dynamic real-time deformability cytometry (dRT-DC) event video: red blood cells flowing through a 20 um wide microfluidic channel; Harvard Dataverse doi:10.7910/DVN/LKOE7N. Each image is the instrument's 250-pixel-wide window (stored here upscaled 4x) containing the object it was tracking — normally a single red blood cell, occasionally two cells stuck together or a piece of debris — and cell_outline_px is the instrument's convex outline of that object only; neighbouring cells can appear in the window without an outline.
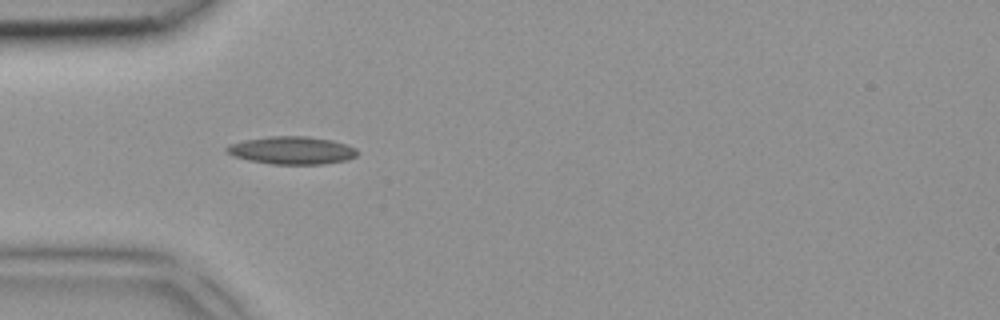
{"species": "common noctule bat (a hibernating species)", "species_latin": "Nyctalus noctula", "temperature_condition": "room temperature", "stored_images_in_passage": 6, "camera_frame_rate_fps": 3000, "um_per_image_px": 0.085, "animal": {"sex": "female", "body_mass_g": 18.4}, "frame": {"image": 1, "passage_image": 4, "time_ms": 1.0, "image_size_px": [1000, 320], "cell_outline_px": [[360, 152], [356, 156], [348, 160], [324, 164], [272, 164], [248, 160], [232, 156], [224, 148], [228, 144], [244, 140], [268, 136], [308, 136], [332, 140], [356, 148]], "centroid_in_image_um": [24.81, 12.78], "position_along_channel_um": 60.2, "area_um2": 21.33}}